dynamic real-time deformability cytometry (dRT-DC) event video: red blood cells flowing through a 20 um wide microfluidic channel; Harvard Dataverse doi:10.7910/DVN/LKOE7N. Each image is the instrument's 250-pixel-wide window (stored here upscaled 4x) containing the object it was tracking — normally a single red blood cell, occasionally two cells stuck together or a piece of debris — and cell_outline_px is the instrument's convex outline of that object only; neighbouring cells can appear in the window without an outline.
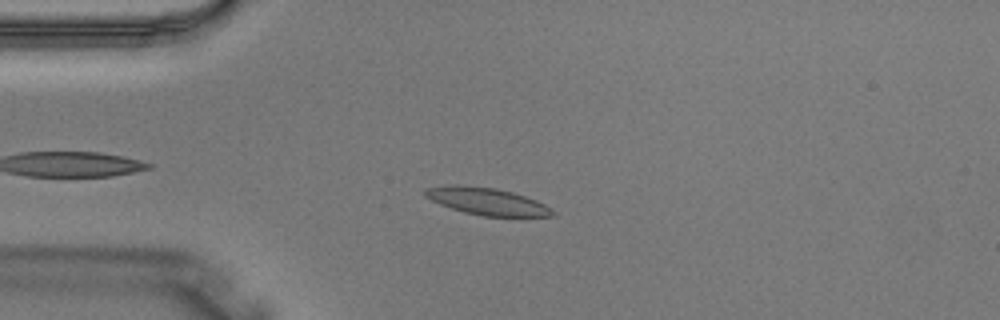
{"species": "Egyptian fruit bat (a non-hibernating species)", "species_latin": "Rousettus aegyptiacus", "temperature_condition": "warm", "stored_images_in_passage": 3, "camera_frame_rate_fps": 3000, "um_per_image_px": 0.085, "animal": {"sex": "male"}, "frame": {"image": 1, "passage_image": 2, "time_ms": 0.333, "image_size_px": [1000, 320], "cell_outline_px": [[556, 212], [552, 216], [484, 216], [464, 212], [440, 204], [424, 196], [424, 188], [456, 184], [460, 184], [496, 188], [512, 192], [536, 200], [544, 204]], "centroid_in_image_um": [41.37, 17.1], "position_along_channel_um": 43.6, "area_um2": 20.06}}
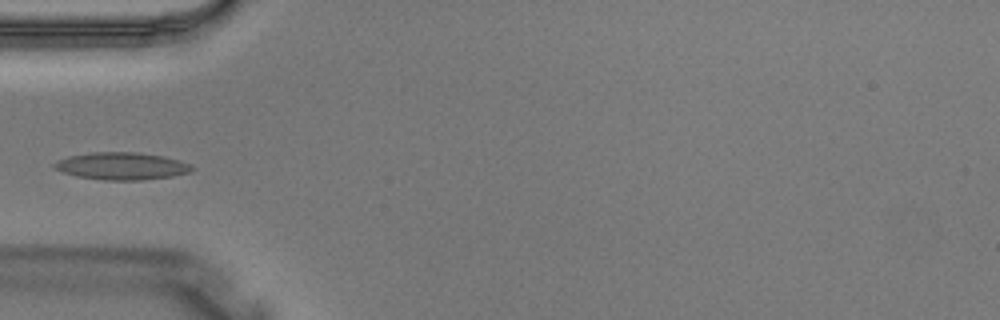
{"frame": {"image": 2, "passage_image": 3, "time_ms": 0.667, "image_size_px": [1000, 320], "cell_outline_px": [[196, 168], [192, 172], [172, 176], [140, 180], [104, 180], [76, 176], [64, 172], [56, 168], [52, 164], [68, 156], [92, 152], [140, 152], [164, 156], [180, 160]], "centroid_in_image_um": [10.4, 14.11], "position_along_channel_um": 74.6, "area_um2": 21.91}}